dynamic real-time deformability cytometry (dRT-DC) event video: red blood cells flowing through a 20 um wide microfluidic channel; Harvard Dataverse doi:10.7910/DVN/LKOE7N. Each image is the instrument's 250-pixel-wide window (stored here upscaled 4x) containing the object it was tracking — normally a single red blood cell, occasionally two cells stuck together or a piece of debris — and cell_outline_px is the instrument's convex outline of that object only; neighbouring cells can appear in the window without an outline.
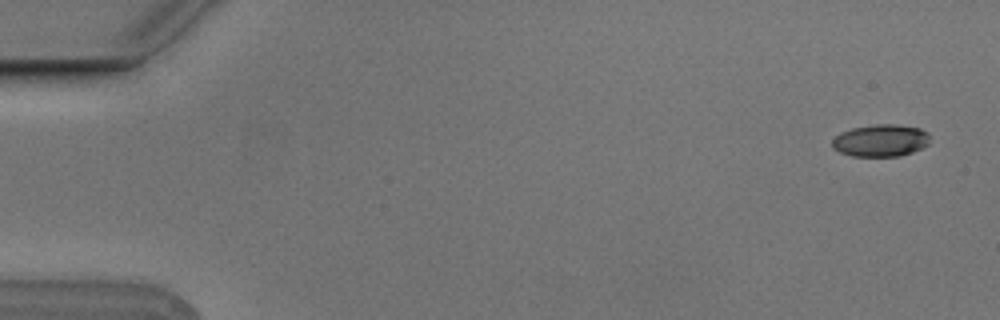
{"species": "Egyptian fruit bat (a non-hibernating species)", "species_latin": "Rousettus aegyptiacus", "temperature_condition": "cold", "stored_images_in_passage": 6, "camera_frame_rate_fps": 3000, "um_per_image_px": 0.085, "animal": {"sex": "male"}, "frame": {"image": 1, "passage_image": 1, "time_ms": 0.0, "image_size_px": [1000, 320], "cell_outline_px": [[928, 144], [912, 152], [900, 156], [852, 156], [840, 152], [832, 148], [832, 140], [840, 132], [852, 128], [876, 124], [892, 124], [920, 128], [928, 132]], "centroid_in_image_um": [74.83, 11.94], "position_along_channel_um": 10.2, "area_um2": 18.26}}
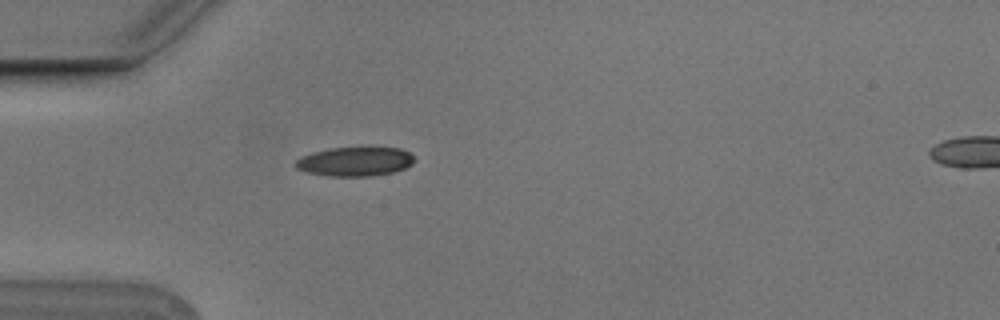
{"frame": {"image": 2, "passage_image": 5, "time_ms": 1.333, "image_size_px": [1000, 320], "cell_outline_px": [[416, 160], [412, 164], [404, 168], [392, 172], [372, 176], [328, 176], [304, 172], [296, 168], [292, 164], [300, 156], [312, 152], [332, 148], [400, 148], [408, 152]], "centroid_in_image_um": [30.11, 13.74], "position_along_channel_um": 54.9, "area_um2": 20.23}}